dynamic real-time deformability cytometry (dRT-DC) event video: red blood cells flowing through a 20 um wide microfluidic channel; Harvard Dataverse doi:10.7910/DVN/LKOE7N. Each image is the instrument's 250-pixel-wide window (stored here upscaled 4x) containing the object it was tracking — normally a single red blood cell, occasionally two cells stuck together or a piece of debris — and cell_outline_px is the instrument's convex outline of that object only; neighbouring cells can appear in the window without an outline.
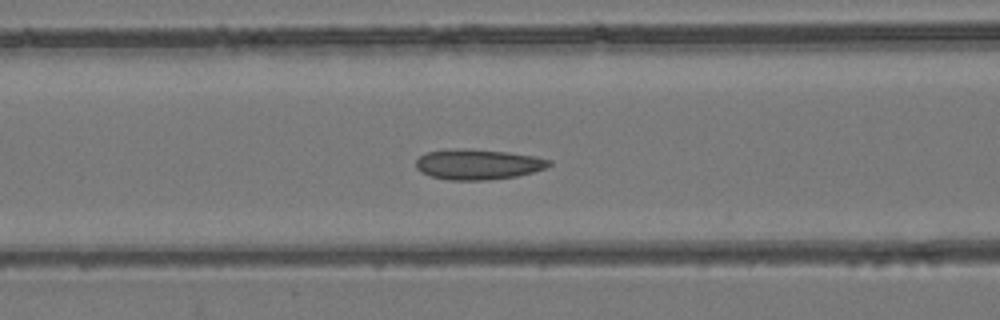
{"species": "common noctule bat (a hibernating species)", "species_latin": "Nyctalus noctula", "temperature_condition": "room temperature", "stored_images_in_passage": 51, "camera_frame_rate_fps": 3000, "um_per_image_px": 0.085, "animal": {"sex": "female", "body_mass_g": 24.6, "forearm_length_mm": 56.2}, "frame": {"image": 1, "passage_image": 21, "time_ms": 6.667, "image_size_px": [1000, 320], "cell_outline_px": [[552, 164], [544, 168], [532, 172], [516, 176], [484, 180], [448, 180], [432, 176], [420, 172], [416, 168], [416, 160], [420, 156], [428, 152], [468, 148], [508, 152], [536, 156], [552, 160]], "centroid_in_image_um": [40.64, 13.97], "position_along_channel_um": 126.0, "area_um2": 23.41}}
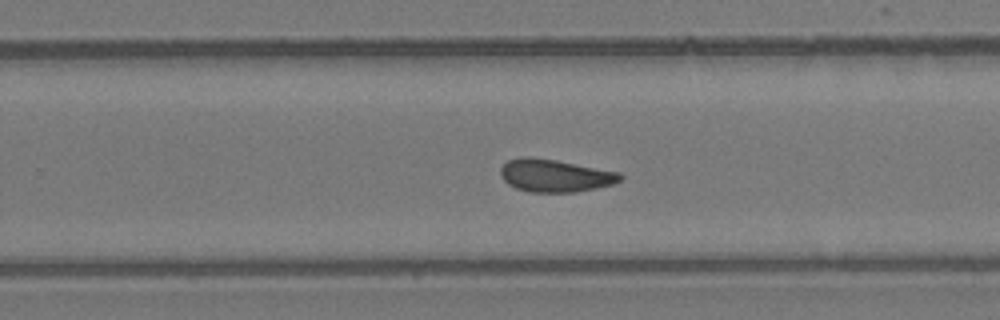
{"frame": {"image": 2, "passage_image": 33, "time_ms": 10.667, "image_size_px": [1000, 320], "cell_outline_px": [[624, 176], [620, 180], [612, 184], [596, 188], [576, 192], [528, 192], [516, 188], [508, 184], [500, 176], [500, 168], [508, 160], [520, 156], [528, 156], [556, 160], [620, 172]], "centroid_in_image_um": [47.15, 14.92], "position_along_channel_um": 282.7, "area_um2": 22.89}}
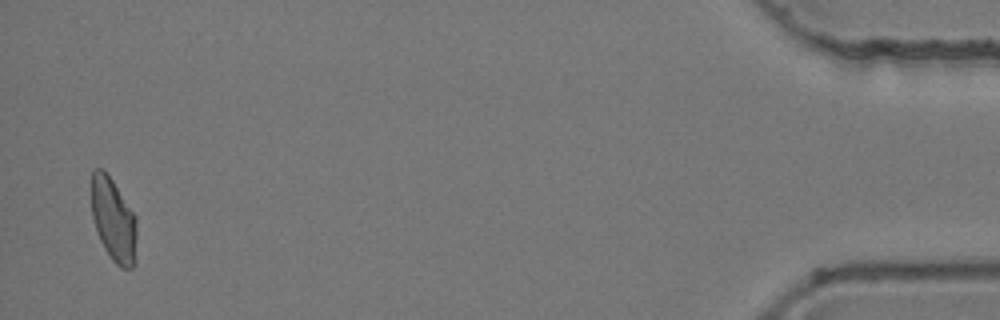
{"frame": {"image": 3, "passage_image": 51, "time_ms": 16.667, "image_size_px": [1000, 320], "cell_outline_px": [[136, 264], [132, 268], [120, 268], [112, 260], [104, 248], [96, 232], [92, 216], [92, 168], [104, 168], [136, 216]], "centroid_in_image_um": [9.65, 18.71], "position_along_channel_um": 425.5, "area_um2": 22.25}, "authors_computed_cell_mechanics": {"area_um2": 22.8888, "velocity_mm_per_s": 3.9316, "shape_relaxation_time_tau1_ms": null, "shape_relaxation_time_tau2_ms": 2.4299, "deformation_change_tau1": null, "deformation_change_tau2": 0.0996}}